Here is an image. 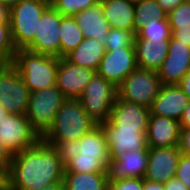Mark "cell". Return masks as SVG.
Returning <instances> with one entry per match:
<instances>
[{"instance_id": "cell-39", "label": "cell", "mask_w": 190, "mask_h": 190, "mask_svg": "<svg viewBox=\"0 0 190 190\" xmlns=\"http://www.w3.org/2000/svg\"><path fill=\"white\" fill-rule=\"evenodd\" d=\"M165 190H190L185 186L178 178L175 176L171 178L169 181L164 183Z\"/></svg>"}, {"instance_id": "cell-8", "label": "cell", "mask_w": 190, "mask_h": 190, "mask_svg": "<svg viewBox=\"0 0 190 190\" xmlns=\"http://www.w3.org/2000/svg\"><path fill=\"white\" fill-rule=\"evenodd\" d=\"M41 139L25 115L8 113L0 119V142L12 155L36 145Z\"/></svg>"}, {"instance_id": "cell-15", "label": "cell", "mask_w": 190, "mask_h": 190, "mask_svg": "<svg viewBox=\"0 0 190 190\" xmlns=\"http://www.w3.org/2000/svg\"><path fill=\"white\" fill-rule=\"evenodd\" d=\"M180 156L178 146L148 148V164L144 179L166 183L175 176Z\"/></svg>"}, {"instance_id": "cell-29", "label": "cell", "mask_w": 190, "mask_h": 190, "mask_svg": "<svg viewBox=\"0 0 190 190\" xmlns=\"http://www.w3.org/2000/svg\"><path fill=\"white\" fill-rule=\"evenodd\" d=\"M171 33L168 18L159 20L154 17L136 33L135 40H170Z\"/></svg>"}, {"instance_id": "cell-37", "label": "cell", "mask_w": 190, "mask_h": 190, "mask_svg": "<svg viewBox=\"0 0 190 190\" xmlns=\"http://www.w3.org/2000/svg\"><path fill=\"white\" fill-rule=\"evenodd\" d=\"M178 147L181 154L190 156V128H181Z\"/></svg>"}, {"instance_id": "cell-35", "label": "cell", "mask_w": 190, "mask_h": 190, "mask_svg": "<svg viewBox=\"0 0 190 190\" xmlns=\"http://www.w3.org/2000/svg\"><path fill=\"white\" fill-rule=\"evenodd\" d=\"M144 178H124L108 181V190H143Z\"/></svg>"}, {"instance_id": "cell-1", "label": "cell", "mask_w": 190, "mask_h": 190, "mask_svg": "<svg viewBox=\"0 0 190 190\" xmlns=\"http://www.w3.org/2000/svg\"><path fill=\"white\" fill-rule=\"evenodd\" d=\"M64 165L58 151L42 139L13 155L9 190H42L52 182H64Z\"/></svg>"}, {"instance_id": "cell-48", "label": "cell", "mask_w": 190, "mask_h": 190, "mask_svg": "<svg viewBox=\"0 0 190 190\" xmlns=\"http://www.w3.org/2000/svg\"><path fill=\"white\" fill-rule=\"evenodd\" d=\"M20 0H0V3L4 4L7 8L15 6Z\"/></svg>"}, {"instance_id": "cell-42", "label": "cell", "mask_w": 190, "mask_h": 190, "mask_svg": "<svg viewBox=\"0 0 190 190\" xmlns=\"http://www.w3.org/2000/svg\"><path fill=\"white\" fill-rule=\"evenodd\" d=\"M10 168L4 163L0 162V185H9Z\"/></svg>"}, {"instance_id": "cell-23", "label": "cell", "mask_w": 190, "mask_h": 190, "mask_svg": "<svg viewBox=\"0 0 190 190\" xmlns=\"http://www.w3.org/2000/svg\"><path fill=\"white\" fill-rule=\"evenodd\" d=\"M104 53L105 47L103 43L95 38H84L65 58L77 66L87 67L97 71Z\"/></svg>"}, {"instance_id": "cell-28", "label": "cell", "mask_w": 190, "mask_h": 190, "mask_svg": "<svg viewBox=\"0 0 190 190\" xmlns=\"http://www.w3.org/2000/svg\"><path fill=\"white\" fill-rule=\"evenodd\" d=\"M109 157H88L76 155L64 165V172L100 173L107 172Z\"/></svg>"}, {"instance_id": "cell-40", "label": "cell", "mask_w": 190, "mask_h": 190, "mask_svg": "<svg viewBox=\"0 0 190 190\" xmlns=\"http://www.w3.org/2000/svg\"><path fill=\"white\" fill-rule=\"evenodd\" d=\"M184 1L185 0H156V2L167 14L175 9L178 5L182 4Z\"/></svg>"}, {"instance_id": "cell-32", "label": "cell", "mask_w": 190, "mask_h": 190, "mask_svg": "<svg viewBox=\"0 0 190 190\" xmlns=\"http://www.w3.org/2000/svg\"><path fill=\"white\" fill-rule=\"evenodd\" d=\"M51 5L63 16L74 17L77 13L91 8L99 0H50Z\"/></svg>"}, {"instance_id": "cell-17", "label": "cell", "mask_w": 190, "mask_h": 190, "mask_svg": "<svg viewBox=\"0 0 190 190\" xmlns=\"http://www.w3.org/2000/svg\"><path fill=\"white\" fill-rule=\"evenodd\" d=\"M180 122L165 116L150 114L146 132L148 148H169L178 146Z\"/></svg>"}, {"instance_id": "cell-11", "label": "cell", "mask_w": 190, "mask_h": 190, "mask_svg": "<svg viewBox=\"0 0 190 190\" xmlns=\"http://www.w3.org/2000/svg\"><path fill=\"white\" fill-rule=\"evenodd\" d=\"M137 68L135 48L105 51L96 73L118 87Z\"/></svg>"}, {"instance_id": "cell-41", "label": "cell", "mask_w": 190, "mask_h": 190, "mask_svg": "<svg viewBox=\"0 0 190 190\" xmlns=\"http://www.w3.org/2000/svg\"><path fill=\"white\" fill-rule=\"evenodd\" d=\"M13 160L11 152L0 142V162H4L9 168Z\"/></svg>"}, {"instance_id": "cell-47", "label": "cell", "mask_w": 190, "mask_h": 190, "mask_svg": "<svg viewBox=\"0 0 190 190\" xmlns=\"http://www.w3.org/2000/svg\"><path fill=\"white\" fill-rule=\"evenodd\" d=\"M42 190H64V182H52L47 184Z\"/></svg>"}, {"instance_id": "cell-49", "label": "cell", "mask_w": 190, "mask_h": 190, "mask_svg": "<svg viewBox=\"0 0 190 190\" xmlns=\"http://www.w3.org/2000/svg\"><path fill=\"white\" fill-rule=\"evenodd\" d=\"M7 114V110L0 104V119L4 118V116Z\"/></svg>"}, {"instance_id": "cell-26", "label": "cell", "mask_w": 190, "mask_h": 190, "mask_svg": "<svg viewBox=\"0 0 190 190\" xmlns=\"http://www.w3.org/2000/svg\"><path fill=\"white\" fill-rule=\"evenodd\" d=\"M60 57H65L74 50L84 39V35L76 19L72 16H63L59 28Z\"/></svg>"}, {"instance_id": "cell-46", "label": "cell", "mask_w": 190, "mask_h": 190, "mask_svg": "<svg viewBox=\"0 0 190 190\" xmlns=\"http://www.w3.org/2000/svg\"><path fill=\"white\" fill-rule=\"evenodd\" d=\"M0 22H9V8L0 3Z\"/></svg>"}, {"instance_id": "cell-38", "label": "cell", "mask_w": 190, "mask_h": 190, "mask_svg": "<svg viewBox=\"0 0 190 190\" xmlns=\"http://www.w3.org/2000/svg\"><path fill=\"white\" fill-rule=\"evenodd\" d=\"M172 37L182 41L187 46H190V27L178 28L176 30H171Z\"/></svg>"}, {"instance_id": "cell-50", "label": "cell", "mask_w": 190, "mask_h": 190, "mask_svg": "<svg viewBox=\"0 0 190 190\" xmlns=\"http://www.w3.org/2000/svg\"><path fill=\"white\" fill-rule=\"evenodd\" d=\"M0 190H9V185H0Z\"/></svg>"}, {"instance_id": "cell-13", "label": "cell", "mask_w": 190, "mask_h": 190, "mask_svg": "<svg viewBox=\"0 0 190 190\" xmlns=\"http://www.w3.org/2000/svg\"><path fill=\"white\" fill-rule=\"evenodd\" d=\"M109 147V159H115L122 153L148 151L147 129H121L113 127L108 121L101 125Z\"/></svg>"}, {"instance_id": "cell-19", "label": "cell", "mask_w": 190, "mask_h": 190, "mask_svg": "<svg viewBox=\"0 0 190 190\" xmlns=\"http://www.w3.org/2000/svg\"><path fill=\"white\" fill-rule=\"evenodd\" d=\"M148 164V151L122 153L109 159L107 166L108 181L124 178H144Z\"/></svg>"}, {"instance_id": "cell-9", "label": "cell", "mask_w": 190, "mask_h": 190, "mask_svg": "<svg viewBox=\"0 0 190 190\" xmlns=\"http://www.w3.org/2000/svg\"><path fill=\"white\" fill-rule=\"evenodd\" d=\"M30 91L18 70L10 63L0 65V104L10 114L25 115Z\"/></svg>"}, {"instance_id": "cell-4", "label": "cell", "mask_w": 190, "mask_h": 190, "mask_svg": "<svg viewBox=\"0 0 190 190\" xmlns=\"http://www.w3.org/2000/svg\"><path fill=\"white\" fill-rule=\"evenodd\" d=\"M50 0H20L9 9L12 40L16 50L25 49L35 37L38 22Z\"/></svg>"}, {"instance_id": "cell-6", "label": "cell", "mask_w": 190, "mask_h": 190, "mask_svg": "<svg viewBox=\"0 0 190 190\" xmlns=\"http://www.w3.org/2000/svg\"><path fill=\"white\" fill-rule=\"evenodd\" d=\"M116 97L117 87L95 73L79 100L87 115L102 125L109 120Z\"/></svg>"}, {"instance_id": "cell-31", "label": "cell", "mask_w": 190, "mask_h": 190, "mask_svg": "<svg viewBox=\"0 0 190 190\" xmlns=\"http://www.w3.org/2000/svg\"><path fill=\"white\" fill-rule=\"evenodd\" d=\"M16 51L12 40L10 22H0V65L12 63Z\"/></svg>"}, {"instance_id": "cell-2", "label": "cell", "mask_w": 190, "mask_h": 190, "mask_svg": "<svg viewBox=\"0 0 190 190\" xmlns=\"http://www.w3.org/2000/svg\"><path fill=\"white\" fill-rule=\"evenodd\" d=\"M97 124L87 115L79 99H66L56 113L53 126L42 137L45 143L79 140Z\"/></svg>"}, {"instance_id": "cell-44", "label": "cell", "mask_w": 190, "mask_h": 190, "mask_svg": "<svg viewBox=\"0 0 190 190\" xmlns=\"http://www.w3.org/2000/svg\"><path fill=\"white\" fill-rule=\"evenodd\" d=\"M179 122L181 128H190V102L184 109L183 115Z\"/></svg>"}, {"instance_id": "cell-36", "label": "cell", "mask_w": 190, "mask_h": 190, "mask_svg": "<svg viewBox=\"0 0 190 190\" xmlns=\"http://www.w3.org/2000/svg\"><path fill=\"white\" fill-rule=\"evenodd\" d=\"M175 177L190 189V156L181 154Z\"/></svg>"}, {"instance_id": "cell-5", "label": "cell", "mask_w": 190, "mask_h": 190, "mask_svg": "<svg viewBox=\"0 0 190 190\" xmlns=\"http://www.w3.org/2000/svg\"><path fill=\"white\" fill-rule=\"evenodd\" d=\"M66 99L56 85L30 92L25 116L41 138L53 126L56 113Z\"/></svg>"}, {"instance_id": "cell-14", "label": "cell", "mask_w": 190, "mask_h": 190, "mask_svg": "<svg viewBox=\"0 0 190 190\" xmlns=\"http://www.w3.org/2000/svg\"><path fill=\"white\" fill-rule=\"evenodd\" d=\"M190 71V46L171 36L168 55L157 71L162 85H178Z\"/></svg>"}, {"instance_id": "cell-43", "label": "cell", "mask_w": 190, "mask_h": 190, "mask_svg": "<svg viewBox=\"0 0 190 190\" xmlns=\"http://www.w3.org/2000/svg\"><path fill=\"white\" fill-rule=\"evenodd\" d=\"M178 85L182 91L190 98V71L183 76Z\"/></svg>"}, {"instance_id": "cell-3", "label": "cell", "mask_w": 190, "mask_h": 190, "mask_svg": "<svg viewBox=\"0 0 190 190\" xmlns=\"http://www.w3.org/2000/svg\"><path fill=\"white\" fill-rule=\"evenodd\" d=\"M12 64L30 92L56 85L59 57L18 49Z\"/></svg>"}, {"instance_id": "cell-33", "label": "cell", "mask_w": 190, "mask_h": 190, "mask_svg": "<svg viewBox=\"0 0 190 190\" xmlns=\"http://www.w3.org/2000/svg\"><path fill=\"white\" fill-rule=\"evenodd\" d=\"M171 30L190 27V0H185L167 15Z\"/></svg>"}, {"instance_id": "cell-24", "label": "cell", "mask_w": 190, "mask_h": 190, "mask_svg": "<svg viewBox=\"0 0 190 190\" xmlns=\"http://www.w3.org/2000/svg\"><path fill=\"white\" fill-rule=\"evenodd\" d=\"M64 190H108V174L64 172Z\"/></svg>"}, {"instance_id": "cell-16", "label": "cell", "mask_w": 190, "mask_h": 190, "mask_svg": "<svg viewBox=\"0 0 190 190\" xmlns=\"http://www.w3.org/2000/svg\"><path fill=\"white\" fill-rule=\"evenodd\" d=\"M150 108L116 97L108 122L121 129H147Z\"/></svg>"}, {"instance_id": "cell-21", "label": "cell", "mask_w": 190, "mask_h": 190, "mask_svg": "<svg viewBox=\"0 0 190 190\" xmlns=\"http://www.w3.org/2000/svg\"><path fill=\"white\" fill-rule=\"evenodd\" d=\"M74 18L82 30L84 38H95L104 45V40L107 39L110 25L104 17L100 1L91 8L77 13Z\"/></svg>"}, {"instance_id": "cell-7", "label": "cell", "mask_w": 190, "mask_h": 190, "mask_svg": "<svg viewBox=\"0 0 190 190\" xmlns=\"http://www.w3.org/2000/svg\"><path fill=\"white\" fill-rule=\"evenodd\" d=\"M161 86L157 71L137 67L117 87V97L150 108Z\"/></svg>"}, {"instance_id": "cell-22", "label": "cell", "mask_w": 190, "mask_h": 190, "mask_svg": "<svg viewBox=\"0 0 190 190\" xmlns=\"http://www.w3.org/2000/svg\"><path fill=\"white\" fill-rule=\"evenodd\" d=\"M104 17L110 28L134 30V7L132 0H99Z\"/></svg>"}, {"instance_id": "cell-30", "label": "cell", "mask_w": 190, "mask_h": 190, "mask_svg": "<svg viewBox=\"0 0 190 190\" xmlns=\"http://www.w3.org/2000/svg\"><path fill=\"white\" fill-rule=\"evenodd\" d=\"M136 33L134 30L110 28L107 39L104 40L105 51H113L120 48H135Z\"/></svg>"}, {"instance_id": "cell-18", "label": "cell", "mask_w": 190, "mask_h": 190, "mask_svg": "<svg viewBox=\"0 0 190 190\" xmlns=\"http://www.w3.org/2000/svg\"><path fill=\"white\" fill-rule=\"evenodd\" d=\"M189 102L190 98L179 85H162L150 107V113L179 121Z\"/></svg>"}, {"instance_id": "cell-25", "label": "cell", "mask_w": 190, "mask_h": 190, "mask_svg": "<svg viewBox=\"0 0 190 190\" xmlns=\"http://www.w3.org/2000/svg\"><path fill=\"white\" fill-rule=\"evenodd\" d=\"M79 156L109 157V147L106 135L101 125H97L90 132L78 140Z\"/></svg>"}, {"instance_id": "cell-12", "label": "cell", "mask_w": 190, "mask_h": 190, "mask_svg": "<svg viewBox=\"0 0 190 190\" xmlns=\"http://www.w3.org/2000/svg\"><path fill=\"white\" fill-rule=\"evenodd\" d=\"M95 73L91 68L77 66L65 57H60L56 86L67 99H79Z\"/></svg>"}, {"instance_id": "cell-20", "label": "cell", "mask_w": 190, "mask_h": 190, "mask_svg": "<svg viewBox=\"0 0 190 190\" xmlns=\"http://www.w3.org/2000/svg\"><path fill=\"white\" fill-rule=\"evenodd\" d=\"M170 40H135L137 67L158 71L168 55Z\"/></svg>"}, {"instance_id": "cell-34", "label": "cell", "mask_w": 190, "mask_h": 190, "mask_svg": "<svg viewBox=\"0 0 190 190\" xmlns=\"http://www.w3.org/2000/svg\"><path fill=\"white\" fill-rule=\"evenodd\" d=\"M47 144L54 146V148L58 151L63 165L80 153V149L78 148V140Z\"/></svg>"}, {"instance_id": "cell-10", "label": "cell", "mask_w": 190, "mask_h": 190, "mask_svg": "<svg viewBox=\"0 0 190 190\" xmlns=\"http://www.w3.org/2000/svg\"><path fill=\"white\" fill-rule=\"evenodd\" d=\"M63 15L50 5L42 14L34 40L26 50L60 58L59 28Z\"/></svg>"}, {"instance_id": "cell-45", "label": "cell", "mask_w": 190, "mask_h": 190, "mask_svg": "<svg viewBox=\"0 0 190 190\" xmlns=\"http://www.w3.org/2000/svg\"><path fill=\"white\" fill-rule=\"evenodd\" d=\"M143 190H165V186L162 183L144 179Z\"/></svg>"}, {"instance_id": "cell-27", "label": "cell", "mask_w": 190, "mask_h": 190, "mask_svg": "<svg viewBox=\"0 0 190 190\" xmlns=\"http://www.w3.org/2000/svg\"><path fill=\"white\" fill-rule=\"evenodd\" d=\"M167 13L156 0H140L134 7V32L137 33L144 24L156 17L159 20L167 19Z\"/></svg>"}]
</instances>
